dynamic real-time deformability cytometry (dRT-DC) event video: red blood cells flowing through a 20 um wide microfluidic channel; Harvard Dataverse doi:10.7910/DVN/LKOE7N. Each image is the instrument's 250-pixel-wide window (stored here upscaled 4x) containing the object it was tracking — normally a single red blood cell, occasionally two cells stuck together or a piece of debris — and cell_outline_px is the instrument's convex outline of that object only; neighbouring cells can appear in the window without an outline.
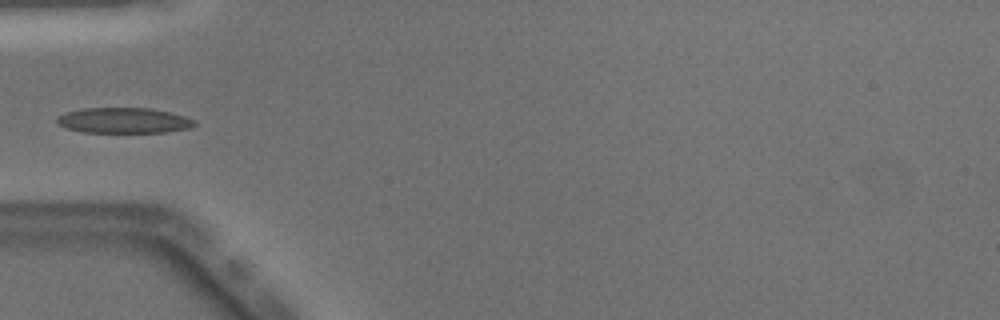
{"species": "Egyptian fruit bat (a non-hibernating species)", "species_latin": "Rousettus aegyptiacus", "temperature_condition": "warm", "stored_images_in_passage": 34, "camera_frame_rate_fps": 3000, "um_per_image_px": 0.085, "animal": {"sex": "male"}, "frame": {"image": 1, "passage_image": 1, "time_ms": 0.0, "image_size_px": [1000, 320], "cell_outline_px": [[196, 124], [192, 128], [164, 132], [84, 132], [64, 128], [56, 124], [56, 116], [68, 112], [84, 108], [152, 108], [184, 116], [196, 120]], "centroid_in_image_um": [10.5, 10.24], "position_along_channel_um": 74.5, "area_um2": 20.52}}
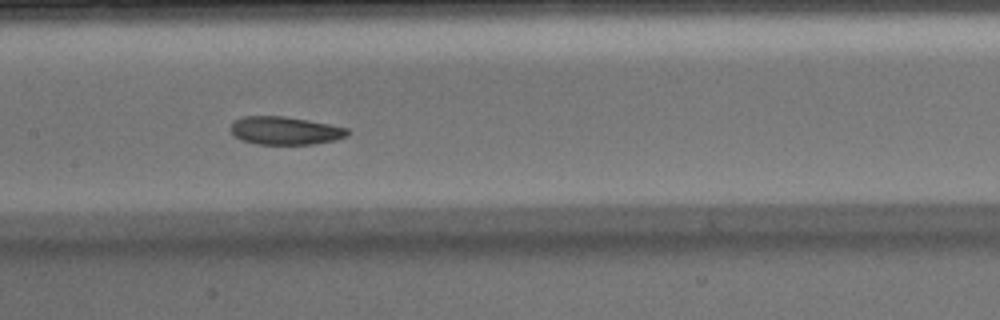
{"frame": {"image": 2, "passage_image": 9, "time_ms": 2.667, "image_size_px": [1000, 320], "cell_outline_px": [[348, 136], [336, 140], [312, 144], [256, 144], [240, 140], [228, 128], [236, 120], [244, 116], [284, 116], [308, 120], [348, 128]], "centroid_in_image_um": [24.23, 11.11], "position_along_channel_um": 183.2, "area_um2": 19.07}}
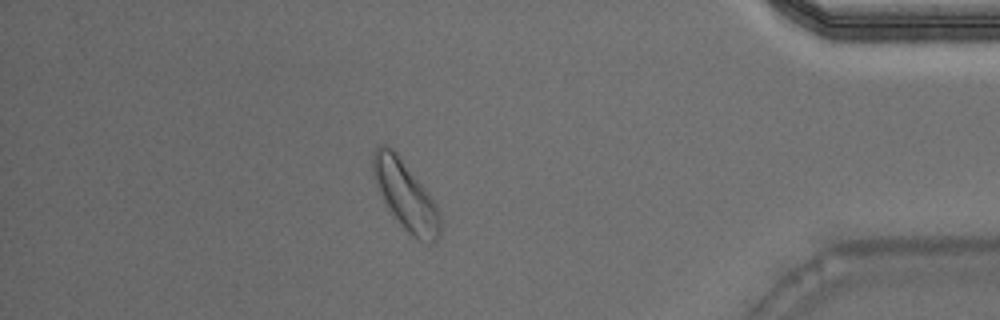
{"frame": {"image": 3, "passage_image": 28, "time_ms": 9.0, "image_size_px": [1000, 320], "cell_outline_px": [[440, 236], [432, 244], [428, 244], [420, 240], [408, 232], [392, 212], [384, 200], [376, 184], [372, 172], [372, 156], [376, 148], [380, 144], [388, 144], [396, 152], [432, 200], [440, 212]], "centroid_in_image_um": [34.46, 16.6], "position_along_channel_um": 400.7, "area_um2": 26.01}}